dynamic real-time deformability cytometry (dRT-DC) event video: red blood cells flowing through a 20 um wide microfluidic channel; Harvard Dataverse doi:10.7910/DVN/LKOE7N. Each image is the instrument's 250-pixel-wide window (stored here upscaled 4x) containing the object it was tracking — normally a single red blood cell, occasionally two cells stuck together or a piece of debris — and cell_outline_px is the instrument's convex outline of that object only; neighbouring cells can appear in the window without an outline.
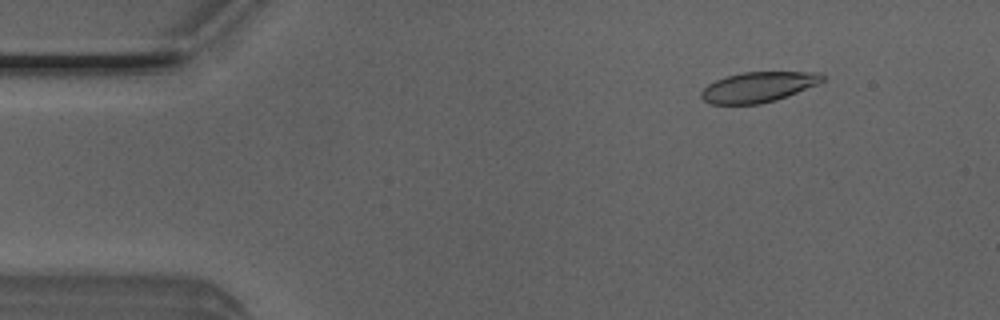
{"species": "Egyptian fruit bat (a non-hibernating species)", "species_latin": "Rousettus aegyptiacus", "temperature_condition": "room temperature", "stored_images_in_passage": 51, "camera_frame_rate_fps": 3000, "um_per_image_px": 0.085, "animal": {"sex": "male"}, "frame": {"image": 1, "passage_image": 6, "time_ms": 1.667, "image_size_px": [1000, 320], "cell_outline_px": [[824, 80], [820, 84], [776, 100], [760, 104], [712, 104], [704, 100], [700, 96], [700, 92], [708, 84], [716, 80], [740, 72], [820, 72], [824, 76]], "centroid_in_image_um": [64.48, 7.39], "position_along_channel_um": 20.5, "area_um2": 21.44}}
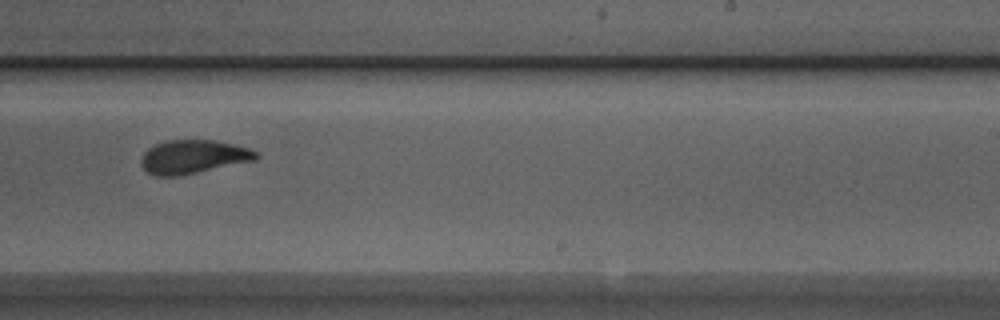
{"frame": {"image": 2, "passage_image": 31, "time_ms": 10.0, "image_size_px": [1000, 320], "cell_outline_px": [[260, 156], [256, 160], [180, 176], [156, 176], [148, 172], [140, 164], [140, 160], [144, 152], [148, 148], [156, 144], [168, 140], [212, 140], [232, 144], [248, 148], [256, 152]], "centroid_in_image_um": [16.41, 13.33], "position_along_channel_um": 272.6, "area_um2": 22.48}}
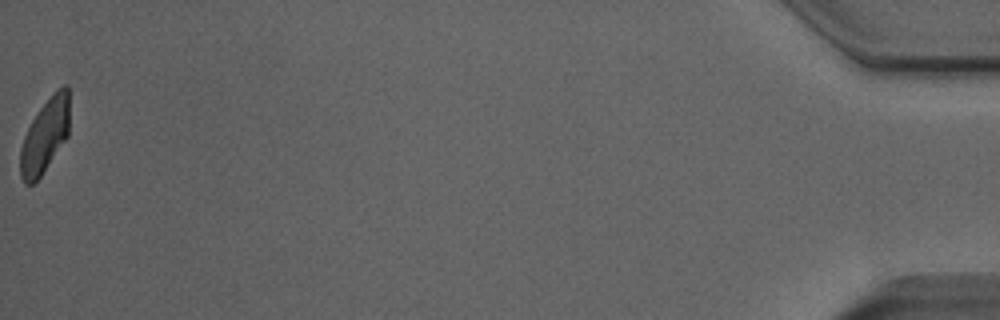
{"frame": {"image": 3, "passage_image": 51, "time_ms": 16.667, "image_size_px": [1000, 320], "cell_outline_px": [[68, 136], [40, 176], [32, 184], [24, 184], [20, 176], [20, 148], [24, 136], [32, 120], [40, 108], [56, 88], [64, 84], [68, 88]], "centroid_in_image_um": [3.8, 11.53], "position_along_channel_um": 431.4, "area_um2": 20.92}, "authors_computed_cell_mechanics": {"area_um2": 22.542, "velocity_mm_per_s": 3.9885, "shape_relaxation_time_tau1_ms": 4.7547, "shape_relaxation_time_tau2_ms": 1.9827, "deformation_change_tau1": 0.1718, "deformation_change_tau2": 0.0516}}